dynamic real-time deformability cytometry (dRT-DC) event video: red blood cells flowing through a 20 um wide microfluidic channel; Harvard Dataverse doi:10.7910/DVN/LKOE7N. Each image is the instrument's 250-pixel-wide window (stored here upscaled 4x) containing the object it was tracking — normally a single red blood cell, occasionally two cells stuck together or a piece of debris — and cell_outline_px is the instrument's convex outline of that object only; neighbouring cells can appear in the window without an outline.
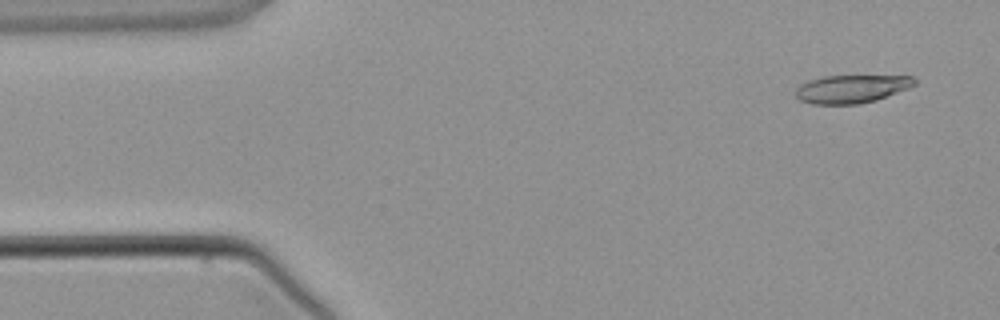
{"species": "common noctule bat (a hibernating species)", "species_latin": "Nyctalus noctula", "temperature_condition": "warm", "stored_images_in_passage": 3, "camera_frame_rate_fps": 3000, "um_per_image_px": 0.085, "animal": {"sex": "male", "body_mass_g": 21.5, "forearm_length_mm": 52.0}, "frame": {"image": 1, "passage_image": 1, "time_ms": 0.0, "image_size_px": [1000, 320], "cell_outline_px": [[916, 84], [908, 88], [876, 100], [860, 104], [812, 104], [800, 100], [796, 96], [796, 88], [800, 84], [808, 80], [824, 76], [912, 76], [916, 80]], "centroid_in_image_um": [72.36, 7.56], "position_along_channel_um": 12.6, "area_um2": 19.42}}
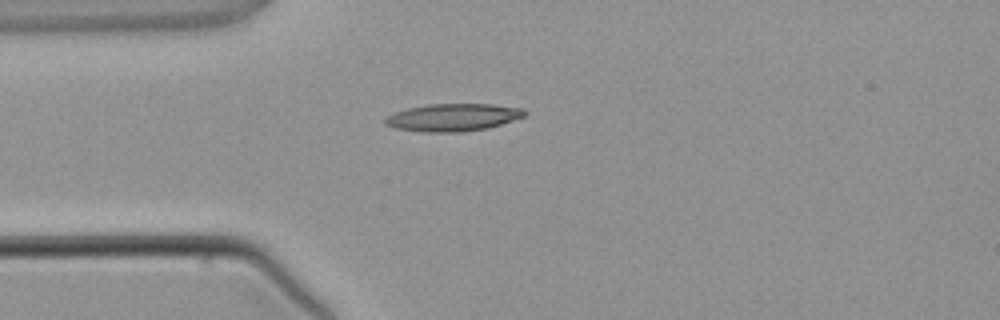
{"frame": {"image": 2, "passage_image": 3, "time_ms": 2.667, "image_size_px": [1000, 320], "cell_outline_px": [[528, 112], [524, 116], [488, 128], [460, 132], [424, 132], [396, 128], [384, 124], [384, 120], [388, 116], [396, 112], [408, 108], [428, 104], [492, 104], [524, 108]], "centroid_in_image_um": [38.52, 9.97], "position_along_channel_um": 46.5, "area_um2": 22.25}}